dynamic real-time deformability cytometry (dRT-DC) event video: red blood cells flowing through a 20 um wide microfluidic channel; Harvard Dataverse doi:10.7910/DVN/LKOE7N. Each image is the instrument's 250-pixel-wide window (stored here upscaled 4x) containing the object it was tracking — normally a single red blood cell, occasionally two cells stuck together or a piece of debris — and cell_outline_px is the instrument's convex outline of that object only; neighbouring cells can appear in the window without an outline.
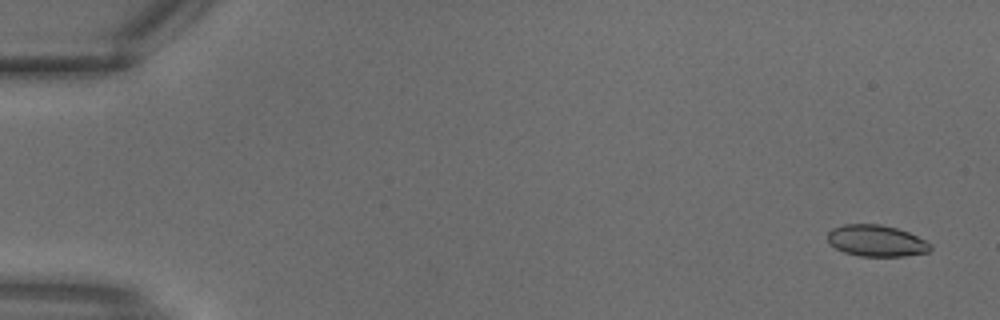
{"species": "common noctule bat (a hibernating species)", "species_latin": "Nyctalus noctula", "temperature_condition": "warm", "stored_images_in_passage": 14, "camera_frame_rate_fps": 3000, "um_per_image_px": 0.085, "animal": {"sex": "male", "body_mass_g": 18.8}, "frame": {"image": 1, "passage_image": 2, "time_ms": 0.333, "image_size_px": [1000, 320], "cell_outline_px": [[932, 248], [928, 252], [904, 256], [860, 256], [844, 252], [828, 244], [828, 232], [832, 228], [844, 224], [880, 224], [896, 228], [908, 232], [932, 244]], "centroid_in_image_um": [74.47, 20.46], "position_along_channel_um": 10.5, "area_um2": 18.84}}
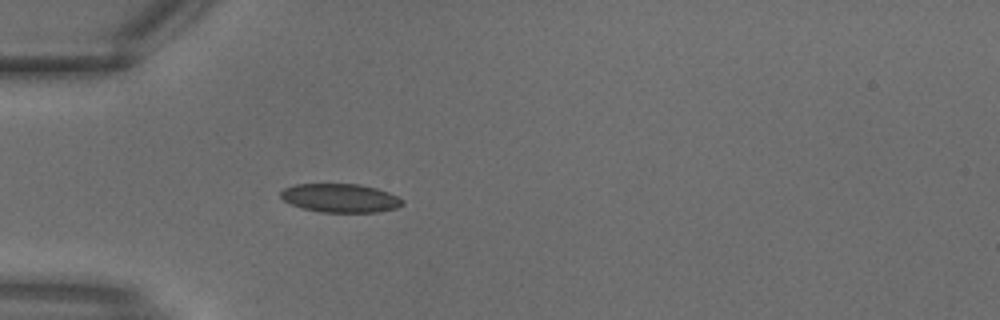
{"frame": {"image": 2, "passage_image": 10, "time_ms": 3.0, "image_size_px": [1000, 320], "cell_outline_px": [[404, 204], [396, 208], [376, 212], [320, 212], [304, 208], [292, 204], [284, 200], [280, 196], [280, 192], [284, 188], [296, 184], [360, 184], [376, 188], [388, 192], [404, 200]], "centroid_in_image_um": [28.94, 16.83], "position_along_channel_um": 56.1, "area_um2": 20.23}}